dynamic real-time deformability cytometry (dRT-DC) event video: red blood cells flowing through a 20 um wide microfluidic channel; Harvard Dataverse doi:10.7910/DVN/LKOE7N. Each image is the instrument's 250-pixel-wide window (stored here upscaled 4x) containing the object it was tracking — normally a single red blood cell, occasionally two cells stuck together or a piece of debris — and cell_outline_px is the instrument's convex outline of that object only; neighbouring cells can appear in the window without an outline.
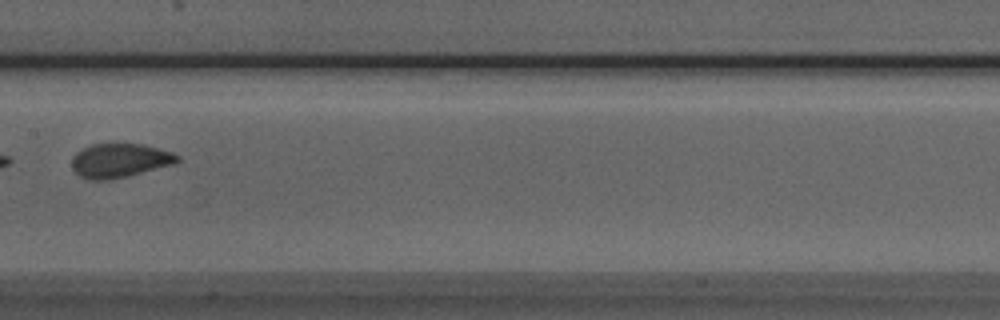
{"species": "Egyptian fruit bat (a non-hibernating species)", "species_latin": "Rousettus aegyptiacus", "temperature_condition": "room temperature", "stored_images_in_passage": 10, "camera_frame_rate_fps": 3000, "um_per_image_px": 0.085, "animal": {"sex": "male"}, "frame": {"image": 1, "passage_image": 9, "time_ms": 9.333, "image_size_px": [1000, 320], "cell_outline_px": [[180, 160], [176, 164], [128, 176], [108, 180], [88, 180], [80, 176], [72, 168], [72, 156], [76, 152], [92, 144], [144, 144], [172, 152], [180, 156]], "centroid_in_image_um": [10.2, 13.65], "position_along_channel_um": 197.2, "area_um2": 21.1}}
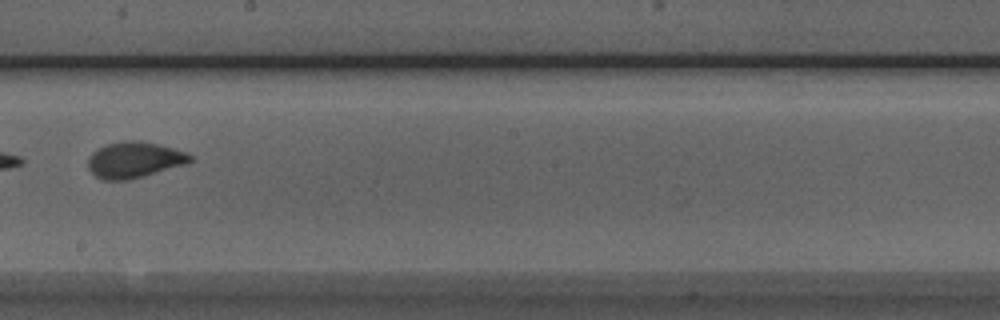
{"frame": {"image": 2, "passage_image": 10, "time_ms": 10.333, "image_size_px": [1000, 320], "cell_outline_px": [[192, 160], [184, 164], [144, 176], [128, 180], [100, 180], [88, 168], [88, 160], [92, 152], [108, 144], [128, 140], [140, 140], [160, 144], [188, 152], [192, 156]], "centroid_in_image_um": [11.42, 13.58], "position_along_channel_um": 236.8, "area_um2": 21.39}}